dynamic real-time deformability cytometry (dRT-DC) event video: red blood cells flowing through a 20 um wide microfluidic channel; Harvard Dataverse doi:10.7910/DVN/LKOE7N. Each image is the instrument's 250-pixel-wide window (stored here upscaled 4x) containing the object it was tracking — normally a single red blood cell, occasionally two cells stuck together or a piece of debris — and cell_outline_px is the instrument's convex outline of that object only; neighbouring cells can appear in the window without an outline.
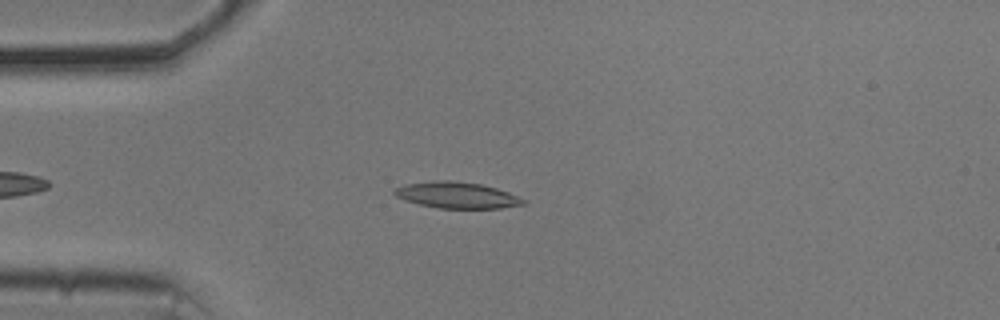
{"species": "common noctule bat (a hibernating species)", "species_latin": "Nyctalus noctula", "temperature_condition": "cold", "stored_images_in_passage": 44, "camera_frame_rate_fps": 3000, "um_per_image_px": 0.085, "animal": {"sex": "male", "body_mass_g": 20.5, "forearm_length_mm": 52.5}, "frame": {"image": 1, "passage_image": 7, "time_ms": 2.0, "image_size_px": [1000, 320], "cell_outline_px": [[528, 204], [500, 208], [440, 208], [420, 204], [396, 196], [392, 192], [396, 188], [404, 184], [432, 180], [452, 180], [480, 184], [496, 188], [508, 192], [528, 200]], "centroid_in_image_um": [38.88, 16.58], "position_along_channel_um": 46.1, "area_um2": 19.71}}
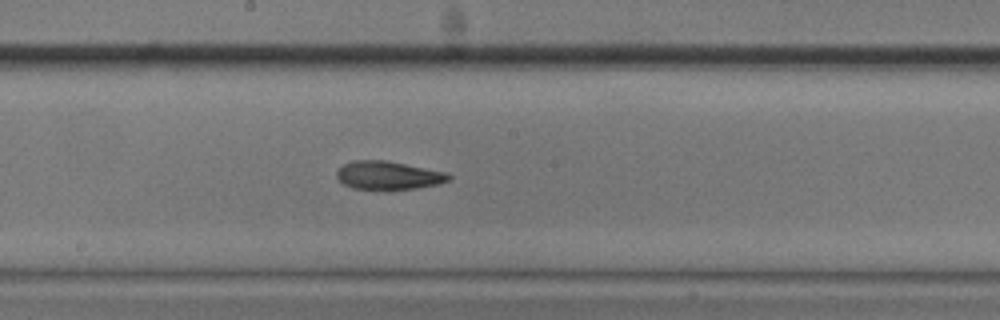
{"frame": {"image": 2, "passage_image": 22, "time_ms": 7.0, "image_size_px": [1000, 320], "cell_outline_px": [[452, 176], [448, 180], [440, 184], [416, 188], [352, 188], [344, 184], [336, 176], [336, 172], [344, 164], [352, 160], [388, 160], [448, 172]], "centroid_in_image_um": [33.04, 14.87], "position_along_channel_um": 215.2, "area_um2": 18.32}}
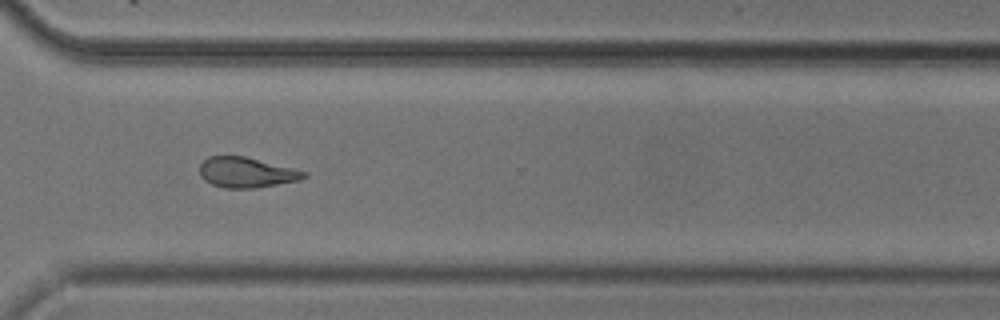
{"frame": {"image": 3, "passage_image": 33, "time_ms": 10.667, "image_size_px": [1000, 320], "cell_outline_px": [[308, 176], [300, 180], [256, 188], [224, 188], [212, 184], [204, 180], [200, 176], [200, 164], [208, 156], [244, 156], [308, 172]], "centroid_in_image_um": [20.94, 14.66], "position_along_channel_um": 349.7, "area_um2": 18.38}, "authors_computed_cell_mechanics": {"area_um2": 19.0162, "velocity_mm_per_s": 3.6863, "shape_relaxation_time_tau1_ms": 10.252, "shape_relaxation_time_tau2_ms": 6.2556, "deformation_change_tau1": 0.2432, "deformation_change_tau2": 0.1548}}